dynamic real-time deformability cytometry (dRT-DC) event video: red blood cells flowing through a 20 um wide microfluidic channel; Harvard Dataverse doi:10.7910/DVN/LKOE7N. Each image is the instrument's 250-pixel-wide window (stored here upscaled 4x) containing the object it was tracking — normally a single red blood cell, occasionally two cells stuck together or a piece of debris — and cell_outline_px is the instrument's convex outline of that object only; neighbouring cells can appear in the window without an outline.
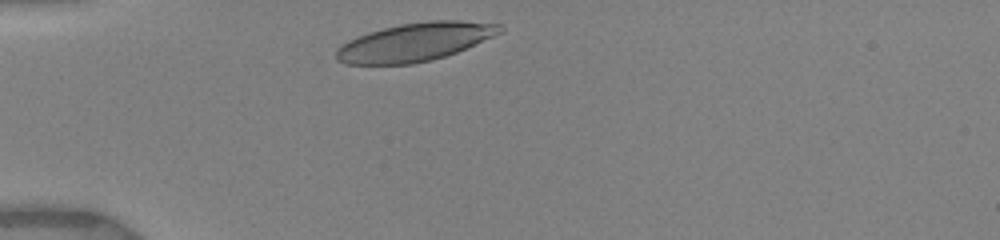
{"species": "human", "species_latin": "Homo sapiens", "temperature_condition": "warm", "stored_images_in_passage": 14, "camera_frame_rate_fps": 3000, "um_per_image_px": 0.085, "donor": {"sex": "female"}, "frame": {"image": 1, "passage_image": 1, "time_ms": 0.0, "image_size_px": [1000, 240], "cell_outline_px": [[504, 32], [456, 52], [432, 60], [412, 64], [344, 64], [336, 60], [336, 48], [348, 40], [356, 36], [368, 32], [400, 24], [428, 20], [460, 20], [500, 24], [504, 28]], "centroid_in_image_um": [35.27, 3.56], "position_along_channel_um": 49.7, "area_um2": 36.65}}
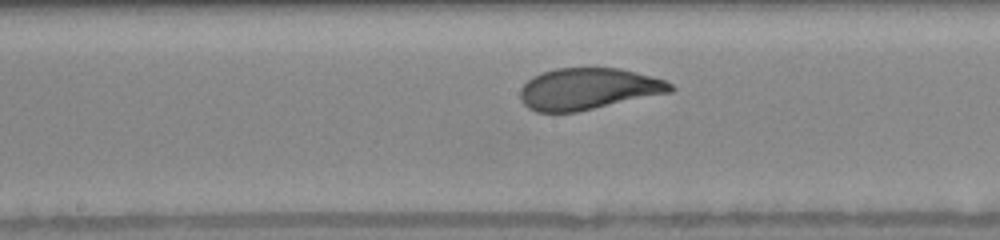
{"frame": {"image": 2, "passage_image": 7, "time_ms": 4.333, "image_size_px": [1000, 240], "cell_outline_px": [[676, 88], [672, 92], [576, 112], [536, 112], [528, 108], [520, 100], [520, 88], [532, 76], [540, 72], [556, 68], [620, 68], [652, 76], [664, 80], [672, 84]], "centroid_in_image_um": [49.98, 7.55], "position_along_channel_um": 198.2, "area_um2": 36.53}}